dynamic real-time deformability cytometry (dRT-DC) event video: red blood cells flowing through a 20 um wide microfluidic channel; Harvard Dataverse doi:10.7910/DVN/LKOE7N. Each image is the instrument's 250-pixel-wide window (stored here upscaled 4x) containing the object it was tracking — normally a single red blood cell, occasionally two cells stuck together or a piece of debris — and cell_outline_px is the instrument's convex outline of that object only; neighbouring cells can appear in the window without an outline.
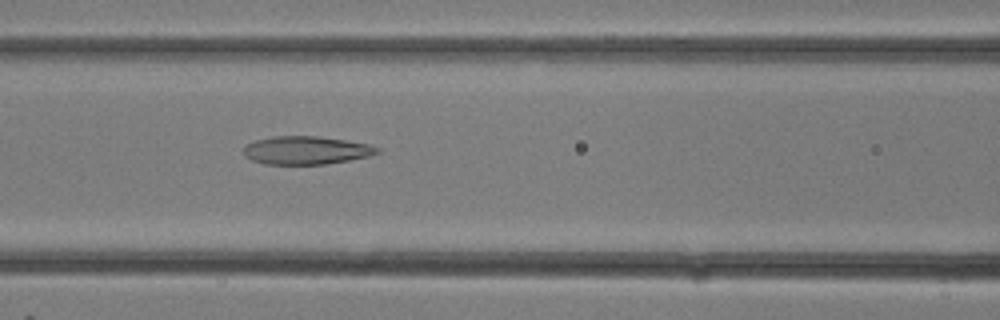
{"species": "common noctule bat (a hibernating species)", "species_latin": "Nyctalus noctula", "temperature_condition": "room temperature", "stored_images_in_passage": 13, "camera_frame_rate_fps": 3000, "um_per_image_px": 0.085, "animal": {"sex": "female"}, "frame": {"image": 1, "passage_image": 13, "time_ms": 4.0, "image_size_px": [1000, 320], "cell_outline_px": [[380, 152], [368, 156], [348, 160], [324, 164], [264, 164], [252, 160], [244, 156], [244, 148], [248, 144], [256, 140], [276, 136], [320, 136], [368, 144], [380, 148]], "centroid_in_image_um": [26.02, 12.77], "position_along_channel_um": 140.6, "area_um2": 21.73}}